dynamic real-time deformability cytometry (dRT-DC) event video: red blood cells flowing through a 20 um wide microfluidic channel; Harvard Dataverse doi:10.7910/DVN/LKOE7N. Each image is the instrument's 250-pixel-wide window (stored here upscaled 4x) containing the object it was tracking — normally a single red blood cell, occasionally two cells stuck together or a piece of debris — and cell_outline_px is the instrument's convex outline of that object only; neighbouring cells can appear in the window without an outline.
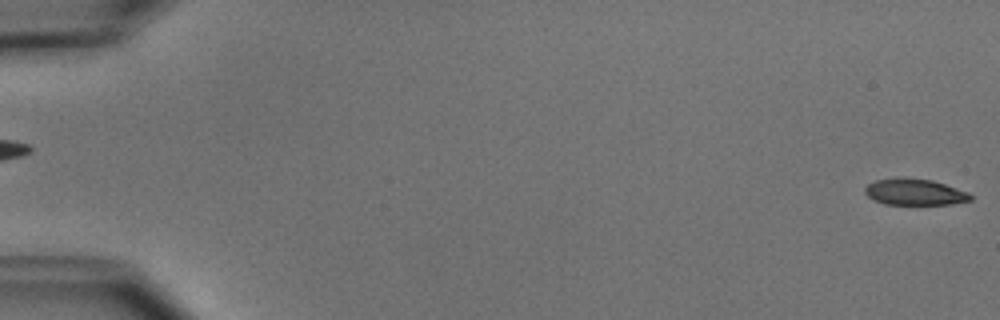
{"species": "common noctule bat (a hibernating species)", "species_latin": "Nyctalus noctula", "temperature_condition": "cold", "stored_images_in_passage": 6, "segment_of_instrument_passage": [2, 2], "camera_frame_rate_fps": 3000, "um_per_image_px": 0.085, "animal": {"sex": "male", "body_mass_g": 15.6}, "frame": {"image": 1, "passage_image": 6, "time_ms": 5.667, "image_size_px": [1000, 320], "cell_outline_px": [[972, 200], [952, 204], [884, 204], [868, 196], [864, 192], [864, 188], [868, 184], [876, 180], [904, 176], [932, 180], [968, 192], [972, 196]], "centroid_in_image_um": [77.74, 16.3], "position_along_channel_um": 7.3, "area_um2": 16.24}}